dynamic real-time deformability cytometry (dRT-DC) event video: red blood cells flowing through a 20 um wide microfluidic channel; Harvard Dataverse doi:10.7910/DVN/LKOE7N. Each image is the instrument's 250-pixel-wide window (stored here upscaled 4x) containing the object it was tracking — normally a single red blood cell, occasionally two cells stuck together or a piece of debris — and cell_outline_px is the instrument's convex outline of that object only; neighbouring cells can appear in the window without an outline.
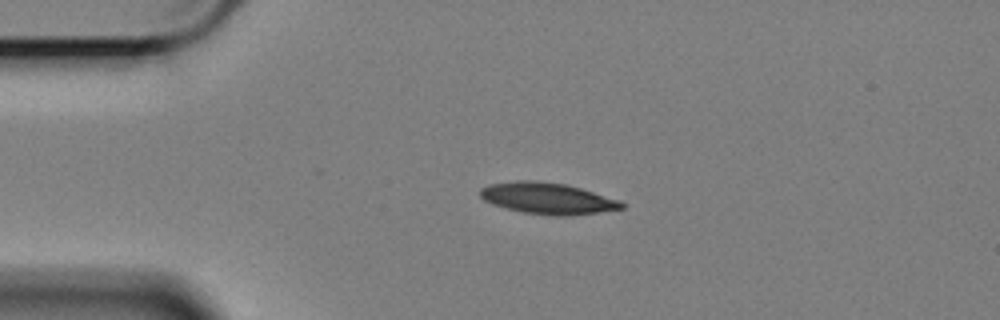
{"species": "Egyptian fruit bat (a non-hibernating species)", "species_latin": "Rousettus aegyptiacus", "temperature_condition": "cold", "stored_images_in_passage": 33, "camera_frame_rate_fps": 3000, "um_per_image_px": 0.085, "animal": {"sex": "female"}, "frame": {"image": 1, "passage_image": 1, "time_ms": 0.0, "image_size_px": [1000, 320], "cell_outline_px": [[624, 208], [600, 212], [568, 216], [552, 216], [524, 212], [492, 204], [484, 200], [480, 196], [480, 188], [488, 184], [516, 180], [536, 180], [568, 184], [620, 200], [624, 204]], "centroid_in_image_um": [46.54, 16.85], "position_along_channel_um": 38.5, "area_um2": 26.01}}
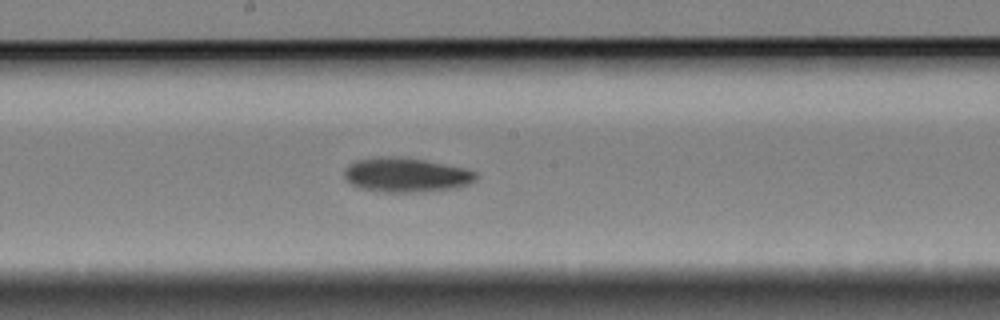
{"frame": {"image": 2, "passage_image": 19, "time_ms": 6.0, "image_size_px": [1000, 320], "cell_outline_px": [[480, 176], [476, 180], [468, 184], [456, 188], [420, 192], [380, 192], [360, 188], [352, 184], [344, 176], [344, 168], [348, 164], [356, 160], [380, 156], [396, 156], [424, 160], [464, 168], [476, 172]], "centroid_in_image_um": [34.51, 14.87], "position_along_channel_um": 213.7, "area_um2": 26.59}}
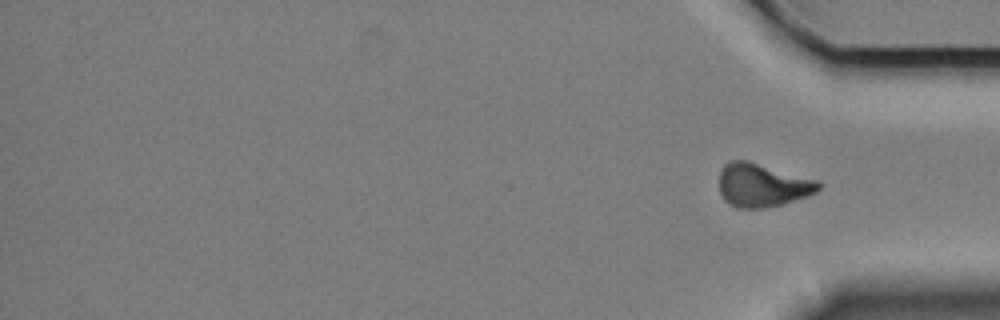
{"frame": {"image": 3, "passage_image": 33, "time_ms": 10.667, "image_size_px": [1000, 320], "cell_outline_px": [[824, 184], [816, 192], [780, 204], [764, 208], [736, 208], [724, 200], [720, 192], [720, 172], [724, 164], [732, 160], [748, 160], [820, 180]], "centroid_in_image_um": [64.81, 15.72], "position_along_channel_um": 370.4, "area_um2": 25.2}, "authors_computed_cell_mechanics": {"area_um2": 25.6632, "velocity_mm_per_s": 3.383, "shape_relaxation_time_tau1_ms": 4.4358, "shape_relaxation_time_tau2_ms": null, "deformation_change_tau1": 0.1309, "deformation_change_tau2": null}}